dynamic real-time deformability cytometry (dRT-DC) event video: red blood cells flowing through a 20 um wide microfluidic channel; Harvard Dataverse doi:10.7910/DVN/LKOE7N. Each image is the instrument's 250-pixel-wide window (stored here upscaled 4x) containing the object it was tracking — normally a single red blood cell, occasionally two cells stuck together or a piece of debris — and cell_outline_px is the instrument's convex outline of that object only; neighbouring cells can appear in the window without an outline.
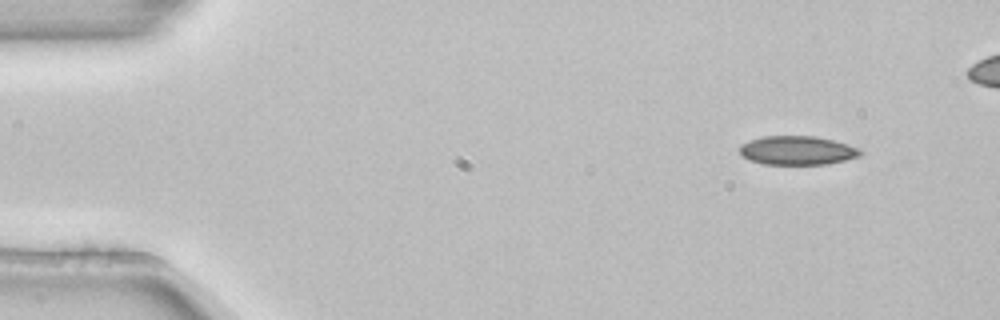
{"species": "common noctule bat (a hibernating species)", "species_latin": "Nyctalus noctula", "temperature_condition": "room temperature", "stored_images_in_passage": 6, "camera_frame_rate_fps": 3000, "um_per_image_px": 0.085, "animal": {"sex": "female", "body_mass_g": 22.7, "forearm_length_mm": 54.2}, "frame": {"image": 1, "passage_image": 1, "time_ms": 0.0, "image_size_px": [1000, 320], "cell_outline_px": [[864, 152], [860, 156], [828, 164], [764, 164], [748, 160], [740, 152], [740, 144], [748, 140], [764, 136], [816, 136], [848, 144], [860, 148]], "centroid_in_image_um": [67.78, 12.78], "position_along_channel_um": 17.2, "area_um2": 20.4}}